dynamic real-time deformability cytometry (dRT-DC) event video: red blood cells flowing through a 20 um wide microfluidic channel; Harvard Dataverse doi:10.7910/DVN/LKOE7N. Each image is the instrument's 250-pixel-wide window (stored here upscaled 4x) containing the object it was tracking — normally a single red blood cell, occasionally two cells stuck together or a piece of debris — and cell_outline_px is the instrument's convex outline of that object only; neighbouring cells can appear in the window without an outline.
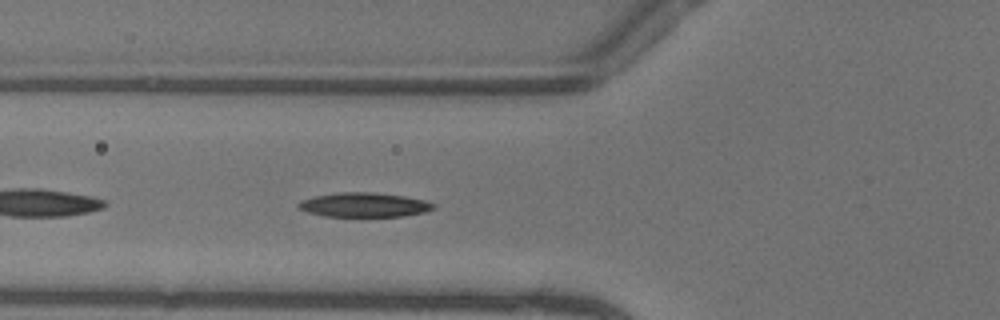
{"species": "common noctule bat (a hibernating species)", "species_latin": "Nyctalus noctula", "temperature_condition": "warm", "stored_images_in_passage": 34, "camera_frame_rate_fps": 3000, "um_per_image_px": 0.085, "animal": {"sex": "female"}, "frame": {"image": 1, "passage_image": 4, "time_ms": 1.0, "image_size_px": [1000, 320], "cell_outline_px": [[436, 208], [424, 212], [404, 216], [324, 216], [308, 212], [300, 208], [296, 204], [300, 200], [316, 196], [340, 192], [372, 192], [404, 196], [424, 200], [436, 204]], "centroid_in_image_um": [30.97, 17.41], "position_along_channel_um": 94.8, "area_um2": 19.07}}
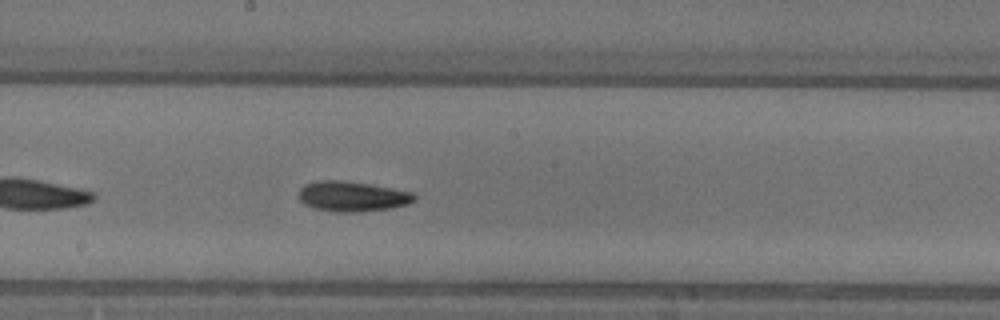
{"frame": {"image": 2, "passage_image": 13, "time_ms": 4.0, "image_size_px": [1000, 320], "cell_outline_px": [[416, 200], [408, 204], [392, 208], [360, 212], [336, 212], [316, 208], [304, 204], [296, 196], [300, 188], [304, 184], [316, 180], [344, 180], [392, 188], [412, 192], [416, 196]], "centroid_in_image_um": [29.92, 16.69], "position_along_channel_um": 218.3, "area_um2": 20.58}}
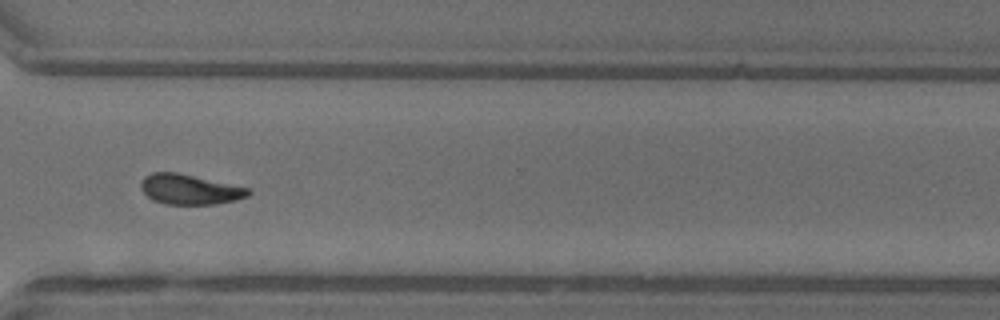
{"frame": {"image": 3, "passage_image": 23, "time_ms": 7.333, "image_size_px": [1000, 320], "cell_outline_px": [[252, 192], [248, 196], [236, 200], [216, 204], [164, 204], [148, 196], [140, 188], [140, 184], [144, 176], [152, 172], [176, 172], [248, 188]], "centroid_in_image_um": [16.11, 16.1], "position_along_channel_um": 354.5, "area_um2": 18.61}}